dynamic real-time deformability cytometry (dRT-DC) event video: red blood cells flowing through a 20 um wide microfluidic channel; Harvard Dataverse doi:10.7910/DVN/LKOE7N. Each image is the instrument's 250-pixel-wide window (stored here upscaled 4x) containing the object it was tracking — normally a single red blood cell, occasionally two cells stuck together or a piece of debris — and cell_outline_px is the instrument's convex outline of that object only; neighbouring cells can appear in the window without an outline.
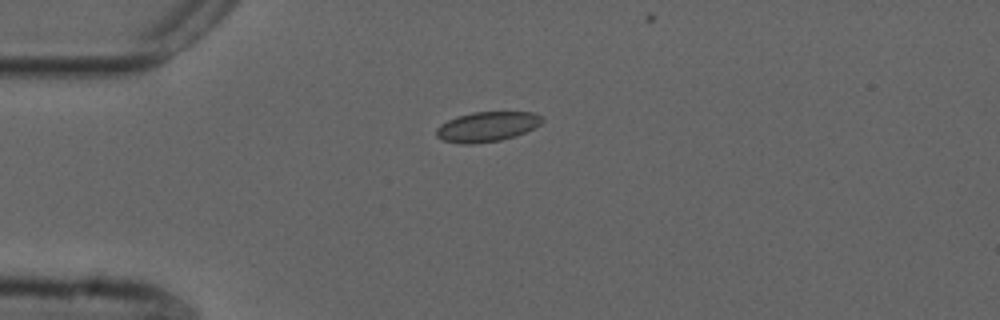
{"species": "common noctule bat (a hibernating species)", "species_latin": "Nyctalus noctula", "temperature_condition": "cold", "stored_images_in_passage": 9, "camera_frame_rate_fps": 3000, "um_per_image_px": 0.085, "animal": {"sex": "male", "forearm_length_mm": 52.5}, "frame": {"image": 1, "passage_image": 3, "time_ms": 0.667, "image_size_px": [1000, 320], "cell_outline_px": [[544, 120], [540, 124], [516, 136], [500, 140], [472, 144], [460, 144], [444, 140], [436, 136], [436, 128], [440, 124], [456, 116], [472, 112], [536, 112], [544, 116]], "centroid_in_image_um": [41.4, 10.76], "position_along_channel_um": 43.6, "area_um2": 18.55}}
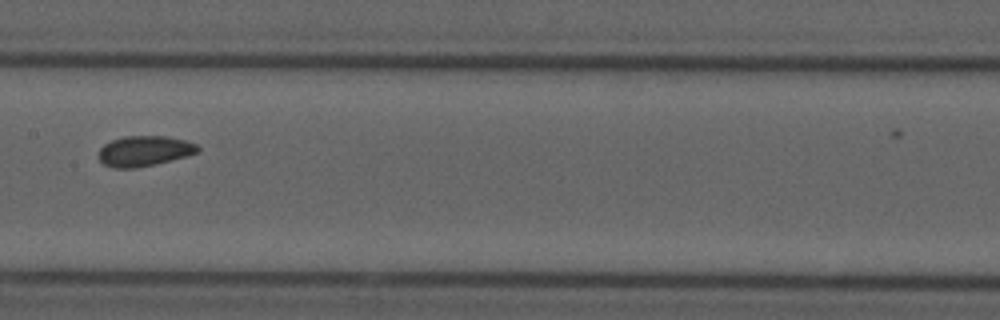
{"frame": {"image": 2, "passage_image": 7, "time_ms": 2.0, "image_size_px": [1000, 320], "cell_outline_px": [[200, 152], [156, 164], [136, 168], [112, 168], [104, 164], [100, 160], [100, 148], [104, 144], [112, 140], [124, 136], [168, 136], [184, 140], [196, 144], [200, 148]], "centroid_in_image_um": [12.28, 12.83], "position_along_channel_um": 195.1, "area_um2": 17.51}}
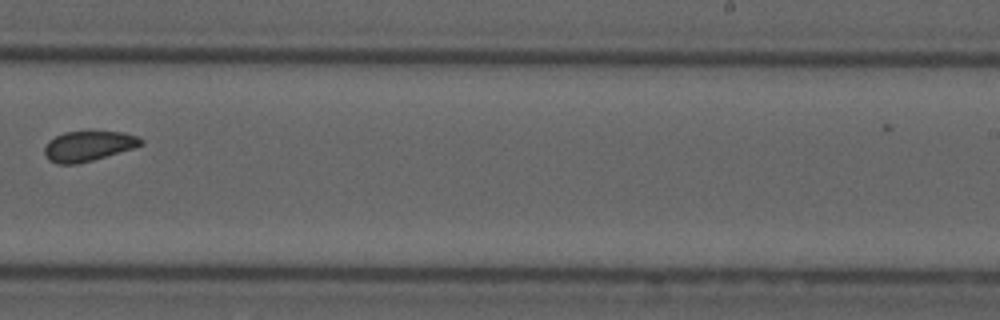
{"frame": {"image": 3, "passage_image": 9, "time_ms": 2.667, "image_size_px": [1000, 320], "cell_outline_px": [[144, 144], [132, 148], [92, 160], [76, 164], [56, 164], [48, 160], [44, 152], [44, 148], [48, 140], [64, 132], [124, 132], [140, 136], [144, 140]], "centroid_in_image_um": [7.5, 12.41], "position_along_channel_um": 281.5, "area_um2": 16.88}}